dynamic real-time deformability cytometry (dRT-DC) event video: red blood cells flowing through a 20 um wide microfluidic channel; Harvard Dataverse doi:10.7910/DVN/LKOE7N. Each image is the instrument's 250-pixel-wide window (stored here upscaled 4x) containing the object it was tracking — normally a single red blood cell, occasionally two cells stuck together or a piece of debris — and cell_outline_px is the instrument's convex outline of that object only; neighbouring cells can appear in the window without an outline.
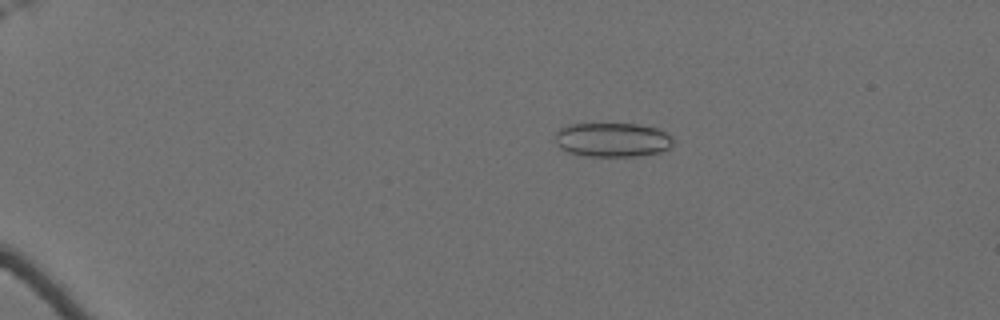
{"species": "Egyptian fruit bat (a non-hibernating species)", "species_latin": "Rousettus aegyptiacus", "temperature_condition": "cold", "stored_images_in_passage": 10, "camera_frame_rate_fps": 3000, "um_per_image_px": 0.085, "animal": {"sex": "female"}, "frame": {"image": 1, "passage_image": 1, "time_ms": 0.0, "image_size_px": [1000, 320], "cell_outline_px": [[672, 144], [668, 148], [660, 152], [636, 156], [588, 156], [568, 152], [560, 148], [556, 144], [556, 132], [560, 128], [568, 124], [636, 124], [660, 128], [668, 132], [672, 136]], "centroid_in_image_um": [52.07, 11.87], "position_along_channel_um": 32.9, "area_um2": 23.64}}